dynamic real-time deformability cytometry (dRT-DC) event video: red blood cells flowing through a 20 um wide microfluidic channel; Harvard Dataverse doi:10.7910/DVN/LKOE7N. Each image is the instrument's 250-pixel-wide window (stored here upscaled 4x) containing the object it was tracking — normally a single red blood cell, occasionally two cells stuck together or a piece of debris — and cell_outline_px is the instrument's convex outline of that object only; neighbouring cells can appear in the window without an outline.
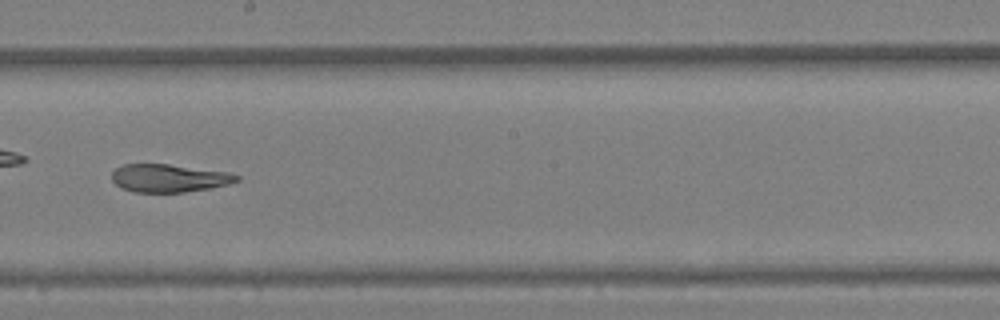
{"species": "Egyptian fruit bat (a non-hibernating species)", "species_latin": "Rousettus aegyptiacus", "temperature_condition": "warm", "stored_images_in_passage": 39, "camera_frame_rate_fps": 3000, "um_per_image_px": 0.085, "animal": {"sex": "female"}, "frame": {"image": 1, "passage_image": 17, "time_ms": 5.333, "image_size_px": [1000, 320], "cell_outline_px": [[240, 180], [228, 184], [208, 188], [184, 192], [136, 192], [120, 188], [112, 180], [112, 172], [116, 168], [124, 164], [168, 164], [228, 172], [240, 176]], "centroid_in_image_um": [14.35, 15.14], "position_along_channel_um": 233.9, "area_um2": 20.23}, "authors_computed_cell_mechanics": {"area_um2": 21.7906, "velocity_mm_per_s": 3.6901, "shape_relaxation_time_tau1_ms": 6.9201, "shape_relaxation_time_tau2_ms": 3.7512, "deformation_change_tau1": 0.2117, "deformation_change_tau2": 0.1098}}